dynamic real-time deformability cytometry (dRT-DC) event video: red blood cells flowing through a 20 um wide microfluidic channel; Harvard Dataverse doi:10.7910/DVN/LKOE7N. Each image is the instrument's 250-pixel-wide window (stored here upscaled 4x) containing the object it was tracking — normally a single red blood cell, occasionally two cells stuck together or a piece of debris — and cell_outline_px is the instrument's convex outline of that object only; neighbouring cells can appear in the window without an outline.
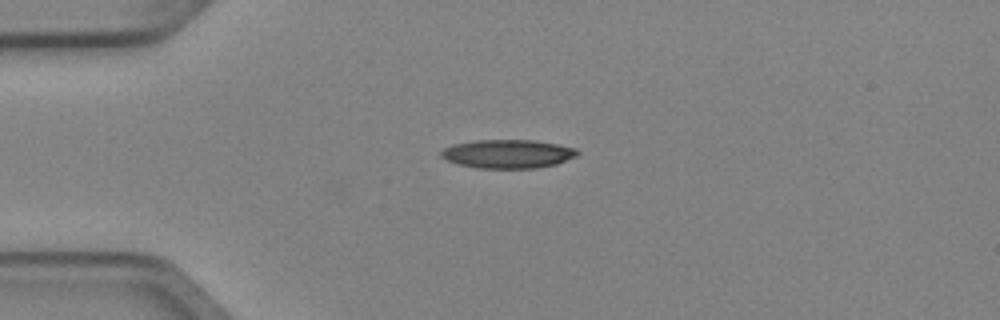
{"species": "Egyptian fruit bat (a non-hibernating species)", "species_latin": "Rousettus aegyptiacus", "temperature_condition": "cold", "stored_images_in_passage": 2, "camera_frame_rate_fps": 3000, "um_per_image_px": 0.085, "animal": {"sex": "female"}, "frame": {"image": 1, "passage_image": 1, "time_ms": 0.0, "image_size_px": [1000, 320], "cell_outline_px": [[580, 152], [576, 156], [556, 164], [536, 168], [476, 168], [456, 164], [444, 160], [440, 156], [440, 152], [444, 148], [452, 144], [476, 140], [532, 140], [556, 144], [576, 148]], "centroid_in_image_um": [43.11, 13.08], "position_along_channel_um": 41.9, "area_um2": 22.89}}